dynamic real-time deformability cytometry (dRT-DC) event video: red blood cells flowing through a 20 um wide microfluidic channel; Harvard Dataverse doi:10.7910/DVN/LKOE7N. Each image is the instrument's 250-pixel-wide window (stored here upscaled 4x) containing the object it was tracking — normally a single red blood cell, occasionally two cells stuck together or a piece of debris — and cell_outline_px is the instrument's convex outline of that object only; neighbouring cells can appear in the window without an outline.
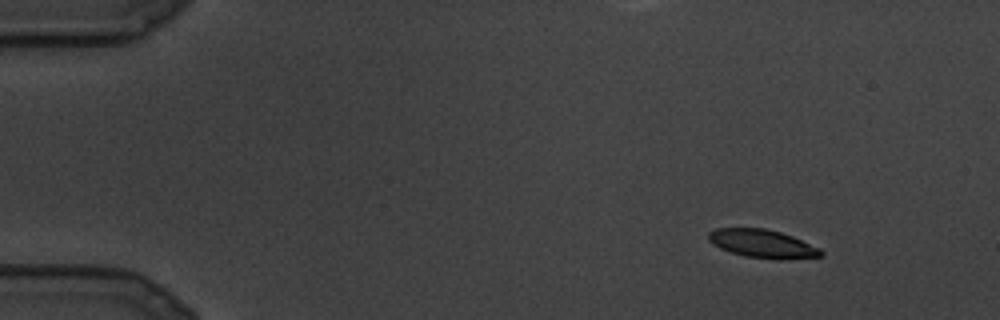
{"species": "common noctule bat (a hibernating species)", "species_latin": "Nyctalus noctula", "temperature_condition": "cold", "stored_images_in_passage": 15, "camera_frame_rate_fps": 3000, "um_per_image_px": 0.085, "animal": {"sex": "male", "body_mass_g": 19.5, "forearm_length_mm": 54.6}, "frame": {"image": 1, "passage_image": 3, "time_ms": 0.667, "image_size_px": [1000, 320], "cell_outline_px": [[824, 256], [776, 260], [744, 256], [720, 248], [712, 244], [708, 240], [708, 232], [716, 228], [764, 228], [780, 232], [792, 236], [820, 248], [824, 252]], "centroid_in_image_um": [64.81, 20.72], "position_along_channel_um": 20.2, "area_um2": 18.61}}
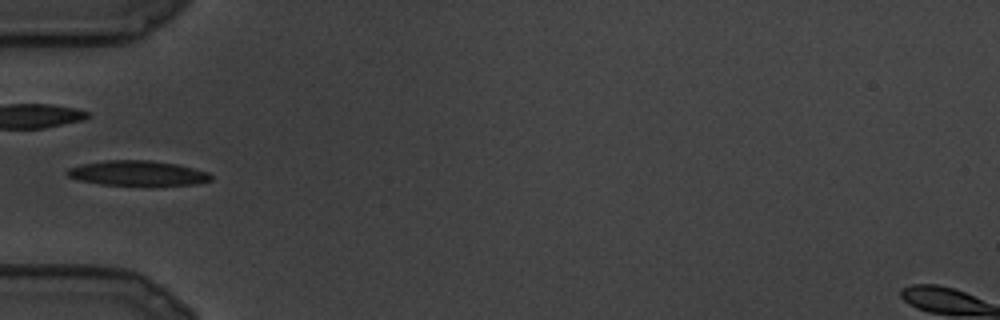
{"frame": {"image": 2, "passage_image": 9, "time_ms": 2.667, "image_size_px": [1000, 320], "cell_outline_px": [[212, 180], [196, 184], [100, 184], [80, 180], [68, 176], [64, 172], [68, 168], [84, 164], [104, 160], [148, 160], [176, 164], [208, 172], [212, 176]], "centroid_in_image_um": [11.67, 14.7], "position_along_channel_um": 73.3, "area_um2": 20.4}}
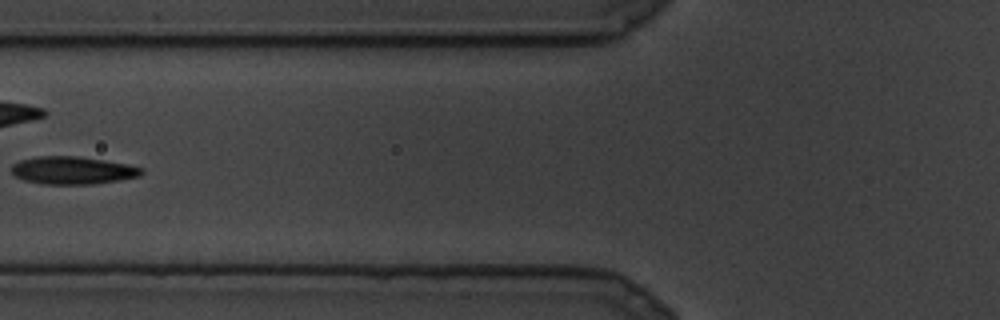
{"frame": {"image": 3, "passage_image": 11, "time_ms": 3.333, "image_size_px": [1000, 320], "cell_outline_px": [[144, 172], [140, 176], [92, 184], [44, 184], [24, 180], [16, 176], [12, 172], [12, 164], [20, 160], [36, 156], [80, 156], [128, 164], [144, 168]], "centroid_in_image_um": [6.18, 14.47], "position_along_channel_um": 119.6, "area_um2": 20.98}}